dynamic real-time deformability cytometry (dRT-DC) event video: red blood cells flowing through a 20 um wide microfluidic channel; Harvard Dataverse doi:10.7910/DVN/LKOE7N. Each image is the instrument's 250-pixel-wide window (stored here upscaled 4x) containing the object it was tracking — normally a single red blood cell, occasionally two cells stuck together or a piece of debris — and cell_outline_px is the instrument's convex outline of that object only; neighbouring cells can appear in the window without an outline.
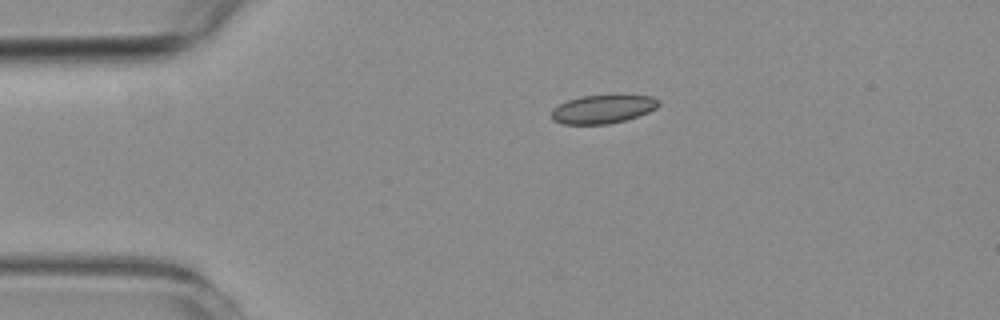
{"species": "common noctule bat (a hibernating species)", "species_latin": "Nyctalus noctula", "temperature_condition": "room temperature", "stored_images_in_passage": 6, "camera_frame_rate_fps": 3000, "um_per_image_px": 0.085, "animal": {"sex": "female", "body_mass_g": 19.3, "forearm_length_mm": 54.1}, "frame": {"image": 1, "passage_image": 1, "time_ms": 0.0, "image_size_px": [1000, 320], "cell_outline_px": [[660, 104], [656, 108], [648, 112], [624, 120], [608, 124], [564, 124], [552, 120], [552, 108], [568, 100], [580, 96], [612, 92], [616, 92], [652, 96], [660, 100]], "centroid_in_image_um": [51.29, 9.21], "position_along_channel_um": 33.7, "area_um2": 18.61}}